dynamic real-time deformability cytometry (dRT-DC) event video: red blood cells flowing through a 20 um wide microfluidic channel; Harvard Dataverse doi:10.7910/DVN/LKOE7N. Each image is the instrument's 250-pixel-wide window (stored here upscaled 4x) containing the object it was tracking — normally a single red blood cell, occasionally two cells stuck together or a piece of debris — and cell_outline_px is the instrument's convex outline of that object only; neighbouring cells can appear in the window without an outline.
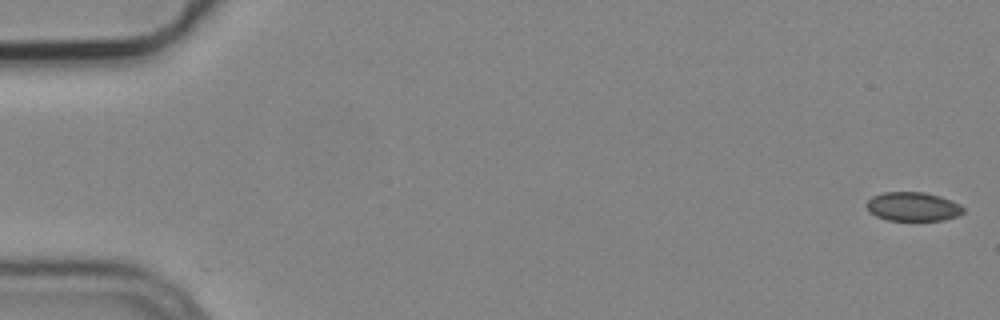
{"species": "common noctule bat (a hibernating species)", "species_latin": "Nyctalus noctula", "temperature_condition": "cold", "stored_images_in_passage": 5, "camera_frame_rate_fps": 3000, "um_per_image_px": 0.085, "animal": {"sex": "male", "body_mass_g": 19.2, "forearm_length_mm": 51.8}, "frame": {"image": 1, "passage_image": 1, "time_ms": 0.0, "image_size_px": [1000, 320], "cell_outline_px": [[964, 212], [956, 216], [944, 220], [888, 220], [876, 216], [868, 212], [864, 204], [872, 196], [884, 192], [924, 192], [940, 196], [960, 204], [964, 208]], "centroid_in_image_um": [77.56, 17.56], "position_along_channel_um": 7.4, "area_um2": 16.42}}
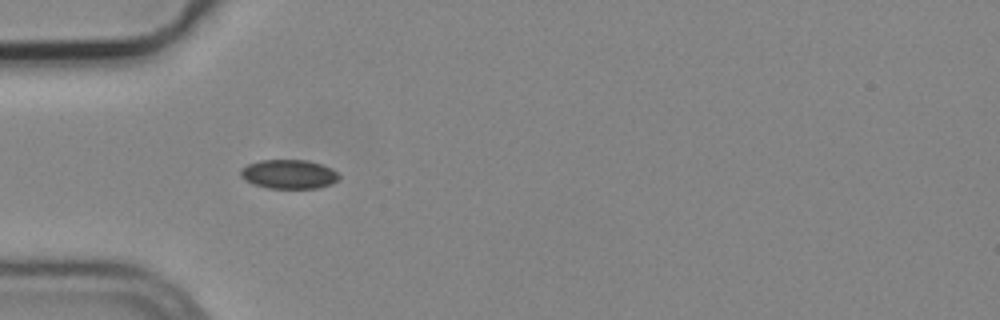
{"frame": {"image": 2, "passage_image": 5, "time_ms": 1.333, "image_size_px": [1000, 320], "cell_outline_px": [[340, 176], [332, 184], [320, 188], [268, 188], [252, 184], [244, 180], [240, 176], [240, 172], [248, 164], [260, 160], [308, 160], [332, 168]], "centroid_in_image_um": [24.55, 14.81], "position_along_channel_um": 60.4, "area_um2": 16.7}}